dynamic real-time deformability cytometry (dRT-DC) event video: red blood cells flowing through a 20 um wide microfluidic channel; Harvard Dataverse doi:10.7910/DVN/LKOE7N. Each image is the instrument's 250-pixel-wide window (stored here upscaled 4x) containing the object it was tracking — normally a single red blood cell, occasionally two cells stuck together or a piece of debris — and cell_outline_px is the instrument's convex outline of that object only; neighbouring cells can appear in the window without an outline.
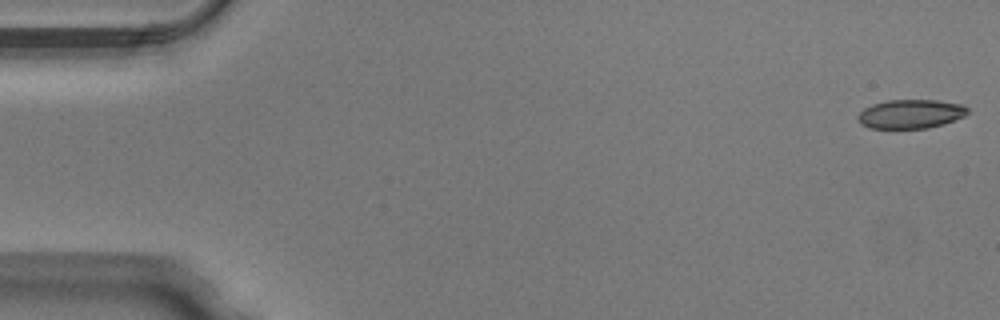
{"species": "Egyptian fruit bat (a non-hibernating species)", "species_latin": "Rousettus aegyptiacus", "temperature_condition": "warm", "stored_images_in_passage": 25, "camera_frame_rate_fps": 3000, "um_per_image_px": 0.085, "animal": {"sex": "male"}, "frame": {"image": 1, "passage_image": 1, "time_ms": 0.0, "image_size_px": [1000, 320], "cell_outline_px": [[968, 112], [964, 116], [944, 124], [928, 128], [868, 128], [860, 124], [856, 116], [864, 108], [872, 104], [888, 100], [936, 100], [960, 104], [968, 108]], "centroid_in_image_um": [77.37, 9.69], "position_along_channel_um": 7.6, "area_um2": 18.55}}
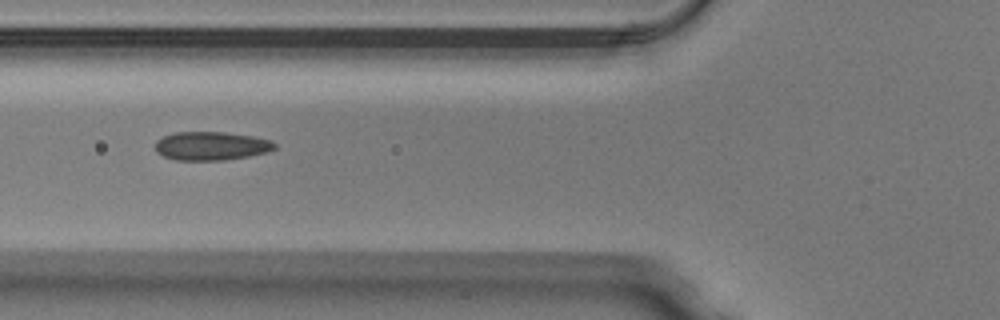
{"frame": {"image": 2, "passage_image": 19, "time_ms": 6.0, "image_size_px": [1000, 320], "cell_outline_px": [[276, 148], [268, 152], [248, 156], [224, 160], [176, 160], [164, 156], [156, 152], [156, 140], [164, 136], [176, 132], [224, 132], [252, 136], [272, 140], [276, 144]], "centroid_in_image_um": [17.97, 12.4], "position_along_channel_um": 107.8, "area_um2": 19.88}}
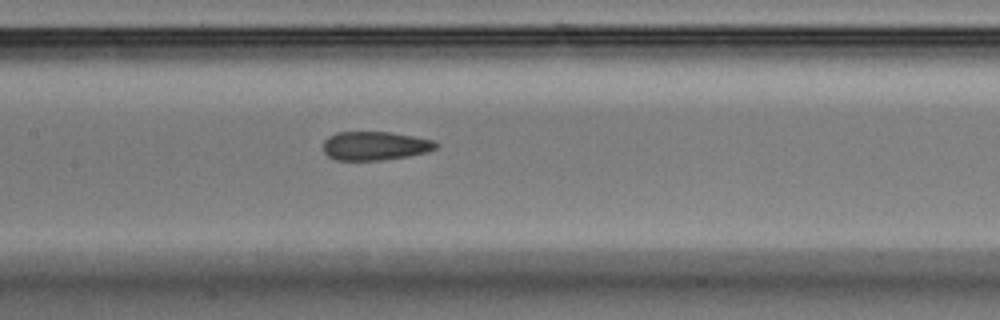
{"frame": {"image": 3, "passage_image": 24, "time_ms": 7.667, "image_size_px": [1000, 320], "cell_outline_px": [[440, 144], [436, 148], [428, 152], [408, 156], [380, 160], [336, 160], [328, 156], [324, 152], [324, 140], [328, 136], [336, 132], [392, 132], [432, 140]], "centroid_in_image_um": [31.87, 12.39], "position_along_channel_um": 175.5, "area_um2": 18.9}}